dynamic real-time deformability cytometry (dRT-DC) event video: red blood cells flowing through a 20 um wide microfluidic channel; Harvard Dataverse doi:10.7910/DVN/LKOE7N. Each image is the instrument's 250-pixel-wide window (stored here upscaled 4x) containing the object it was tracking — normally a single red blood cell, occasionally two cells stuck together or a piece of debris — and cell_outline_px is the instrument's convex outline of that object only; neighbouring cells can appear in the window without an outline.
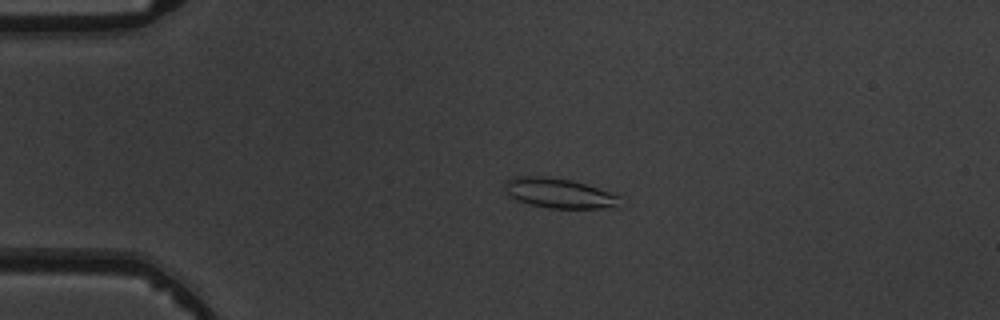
{"species": "common noctule bat (a hibernating species)", "species_latin": "Nyctalus noctula", "temperature_condition": "warm", "stored_images_in_passage": 6, "camera_frame_rate_fps": 3000, "um_per_image_px": 0.085, "animal": {"sex": "male", "body_mass_g": 19.5, "forearm_length_mm": 54.6}, "frame": {"image": 1, "passage_image": 4, "time_ms": 3.333, "image_size_px": [1000, 320], "cell_outline_px": [[620, 196], [616, 204], [600, 208], [548, 208], [528, 204], [516, 200], [508, 196], [504, 192], [504, 184], [512, 176], [548, 176], [572, 180]], "centroid_in_image_um": [47.36, 16.4], "position_along_channel_um": 37.6, "area_um2": 19.83}}